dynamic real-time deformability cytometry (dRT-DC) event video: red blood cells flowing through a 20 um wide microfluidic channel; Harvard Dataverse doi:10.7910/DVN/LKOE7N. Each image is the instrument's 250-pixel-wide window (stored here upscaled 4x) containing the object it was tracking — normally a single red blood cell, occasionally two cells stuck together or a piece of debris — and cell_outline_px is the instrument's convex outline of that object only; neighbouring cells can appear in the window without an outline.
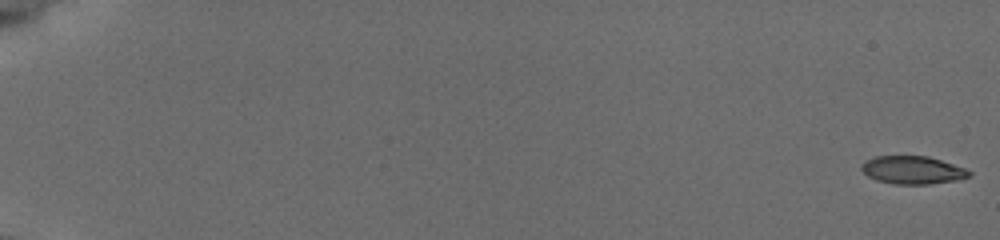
{"species": "common noctule bat (a hibernating species)", "species_latin": "Nyctalus noctula", "temperature_condition": "cold", "stored_images_in_passage": 63, "camera_frame_rate_fps": 3000, "um_per_image_px": 0.085, "animal": {"sex": "female", "body_mass_g": 19.5, "forearm_length_mm": 54.1}, "frame": {"image": 1, "passage_image": 1, "time_ms": 0.0, "image_size_px": [1000, 240], "cell_outline_px": [[972, 176], [956, 180], [928, 184], [892, 184], [876, 180], [868, 176], [860, 168], [860, 164], [876, 156], [928, 156], [964, 168], [972, 172]], "centroid_in_image_um": [77.56, 14.46], "position_along_channel_um": 7.4, "area_um2": 17.46}}
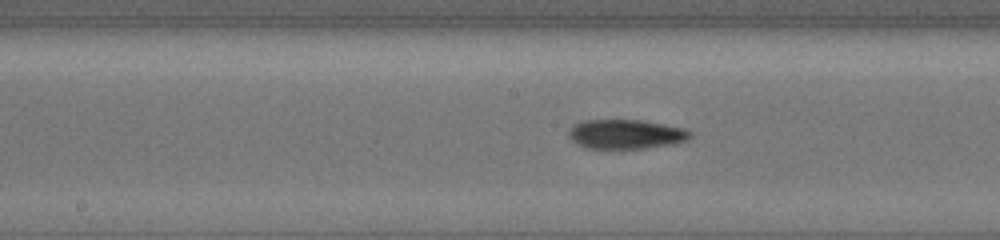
{"frame": {"image": 2, "passage_image": 36, "time_ms": 10.333, "image_size_px": [1000, 240], "cell_outline_px": [[692, 136], [688, 140], [672, 144], [644, 148], [584, 148], [576, 144], [568, 136], [568, 132], [576, 124], [584, 120], [644, 120], [688, 128], [692, 132]], "centroid_in_image_um": [53.26, 11.4], "position_along_channel_um": 194.9, "area_um2": 20.98}}
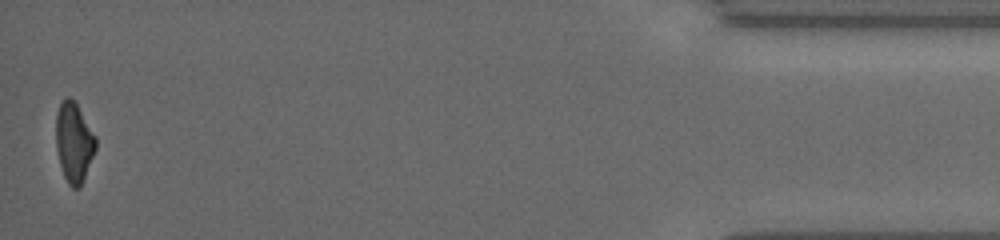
{"frame": {"image": 3, "passage_image": 62, "time_ms": 18.333, "image_size_px": [1000, 240], "cell_outline_px": [[96, 148], [84, 180], [80, 188], [72, 188], [68, 184], [64, 176], [60, 164], [56, 148], [56, 116], [60, 104], [64, 96], [68, 96], [76, 104], [96, 136]], "centroid_in_image_um": [6.28, 12.12], "position_along_channel_um": 428.9, "area_um2": 18.44}, "authors_computed_cell_mechanics": {"area_um2": 19.1318, "velocity_mm_per_s": 3.8318, "shape_relaxation_time_tau1_ms": 6.2327, "shape_relaxation_time_tau2_ms": 4.9634, "deformation_change_tau1": 0.1951, "deformation_change_tau2": 0.1164}}